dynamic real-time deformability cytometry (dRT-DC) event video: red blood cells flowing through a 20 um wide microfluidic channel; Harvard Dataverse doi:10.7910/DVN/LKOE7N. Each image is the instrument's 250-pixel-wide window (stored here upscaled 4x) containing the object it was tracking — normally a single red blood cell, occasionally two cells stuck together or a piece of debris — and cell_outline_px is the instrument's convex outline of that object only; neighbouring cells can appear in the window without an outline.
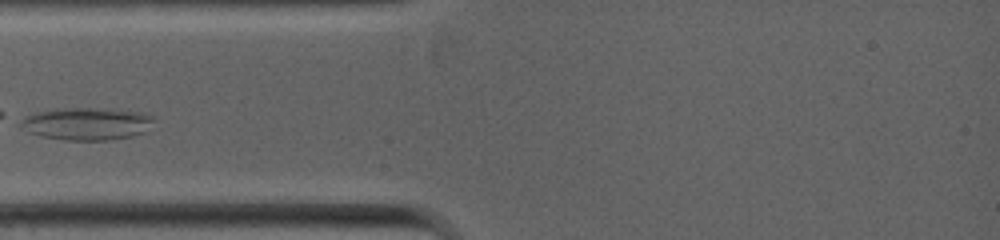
{"species": "common noctule bat (a hibernating species)", "species_latin": "Nyctalus noctula", "temperature_condition": "warm", "stored_images_in_passage": 31, "camera_frame_rate_fps": 5000, "um_per_image_px": 0.085, "animal": {"sex": "female", "body_mass_g": 19.0, "forearm_length_mm": 53.3}, "frame": {"image": 1, "passage_image": 1, "time_ms": 0.0, "image_size_px": [1000, 240], "cell_outline_px": [[156, 120], [144, 132], [132, 136], [108, 140], [64, 140], [40, 136], [28, 132], [20, 128], [20, 120], [24, 116], [32, 112], [56, 108], [92, 108], [148, 112]], "centroid_in_image_um": [7.34, 10.51], "position_along_channel_um": 77.7, "area_um2": 25.66}}
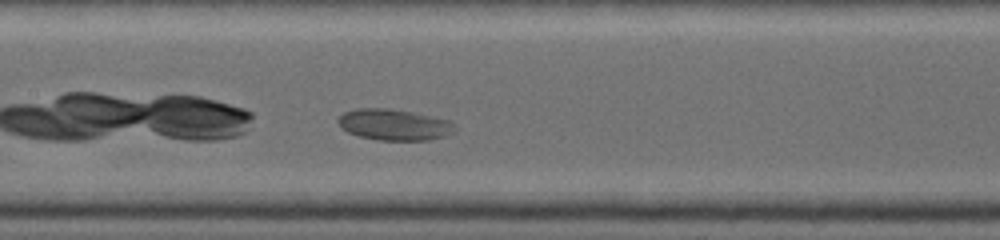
{"frame": {"image": 2, "passage_image": 11, "time_ms": 2.0, "image_size_px": [1000, 240], "cell_outline_px": [[456, 128], [452, 132], [444, 136], [428, 140], [376, 140], [360, 136], [348, 132], [340, 128], [336, 120], [344, 112], [356, 108], [392, 108], [452, 120], [456, 124]], "centroid_in_image_um": [33.5, 10.59], "position_along_channel_um": 173.9, "area_um2": 21.44}}
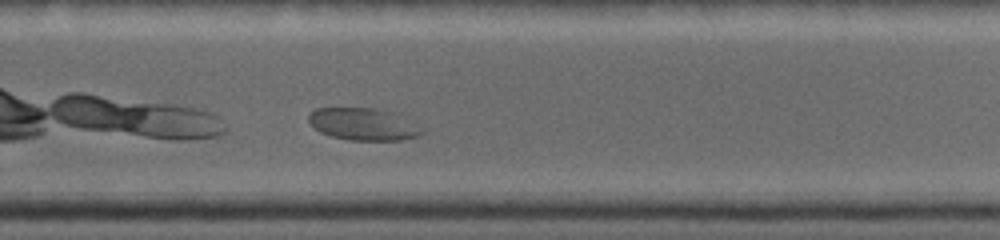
{"frame": {"image": 3, "passage_image": 24, "time_ms": 4.6, "image_size_px": [1000, 240], "cell_outline_px": [[424, 132], [420, 136], [404, 140], [348, 140], [332, 136], [320, 132], [312, 128], [308, 120], [308, 116], [316, 108], [380, 108], [392, 112], [424, 128]], "centroid_in_image_um": [30.89, 10.56], "position_along_channel_um": 298.9, "area_um2": 21.44}}